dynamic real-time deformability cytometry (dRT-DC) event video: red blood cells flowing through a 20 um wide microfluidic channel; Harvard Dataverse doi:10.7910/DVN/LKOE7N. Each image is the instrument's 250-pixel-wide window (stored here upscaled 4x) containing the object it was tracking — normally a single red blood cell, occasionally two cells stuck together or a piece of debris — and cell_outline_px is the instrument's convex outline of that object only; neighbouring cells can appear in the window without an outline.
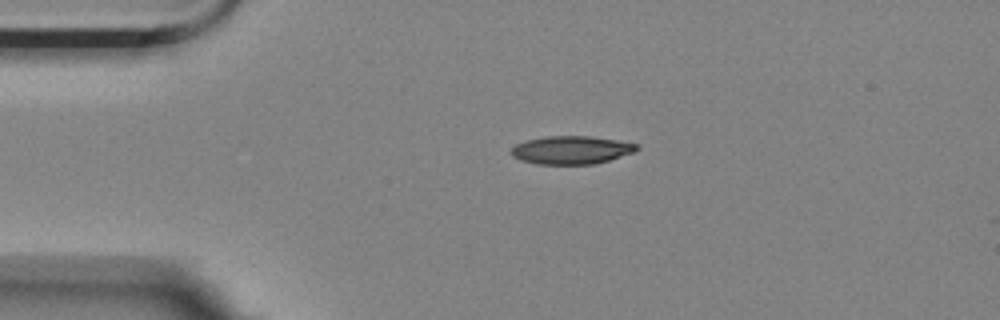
{"species": "Egyptian fruit bat (a non-hibernating species)", "species_latin": "Rousettus aegyptiacus", "temperature_condition": "room temperature", "stored_images_in_passage": 3, "camera_frame_rate_fps": 3000, "um_per_image_px": 0.085, "animal": {"sex": "female"}, "frame": {"image": 1, "passage_image": 1, "time_ms": 0.0, "image_size_px": [1000, 320], "cell_outline_px": [[640, 148], [636, 152], [596, 164], [536, 164], [520, 160], [512, 156], [508, 152], [516, 144], [524, 140], [544, 136], [588, 136], [616, 140], [640, 144]], "centroid_in_image_um": [48.56, 12.75], "position_along_channel_um": 36.4, "area_um2": 20.92}}
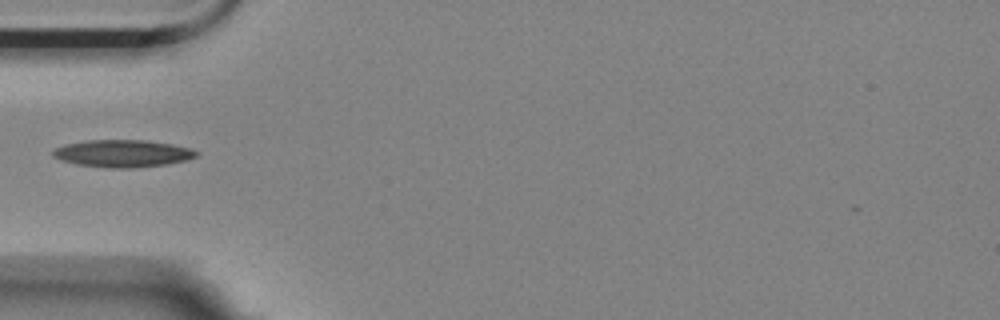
{"frame": {"image": 2, "passage_image": 2, "time_ms": 0.333, "image_size_px": [1000, 320], "cell_outline_px": [[200, 152], [196, 156], [184, 160], [164, 164], [132, 168], [112, 168], [76, 164], [52, 156], [52, 152], [56, 148], [64, 144], [88, 140], [148, 140], [172, 144], [188, 148]], "centroid_in_image_um": [10.41, 13.03], "position_along_channel_um": 74.6, "area_um2": 22.54}}